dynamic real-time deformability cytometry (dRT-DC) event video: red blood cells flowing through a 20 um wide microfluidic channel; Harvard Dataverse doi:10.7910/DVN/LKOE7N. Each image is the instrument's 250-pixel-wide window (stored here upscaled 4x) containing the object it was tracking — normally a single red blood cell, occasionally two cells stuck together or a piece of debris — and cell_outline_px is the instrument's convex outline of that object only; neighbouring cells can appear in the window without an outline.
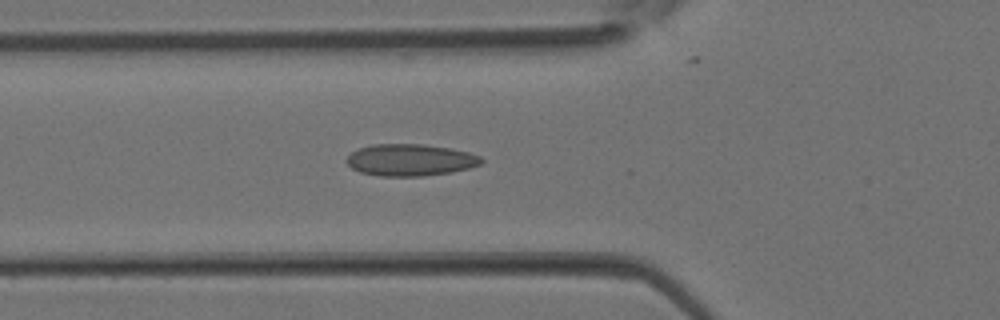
{"species": "Egyptian fruit bat (a non-hibernating species)", "species_latin": "Rousettus aegyptiacus", "temperature_condition": "room temperature", "stored_images_in_passage": 37, "segment_of_instrument_passage": [1, 2], "camera_frame_rate_fps": 3000, "um_per_image_px": 0.085, "animal": {"sex": "female"}, "frame": {"image": 1, "passage_image": 12, "time_ms": 3.667, "image_size_px": [1000, 320], "cell_outline_px": [[484, 160], [480, 164], [468, 168], [452, 172], [424, 176], [380, 176], [360, 172], [352, 168], [344, 160], [352, 152], [360, 148], [372, 144], [424, 144], [452, 148], [468, 152], [480, 156]], "centroid_in_image_um": [34.87, 13.59], "position_along_channel_um": 90.9, "area_um2": 25.09}}
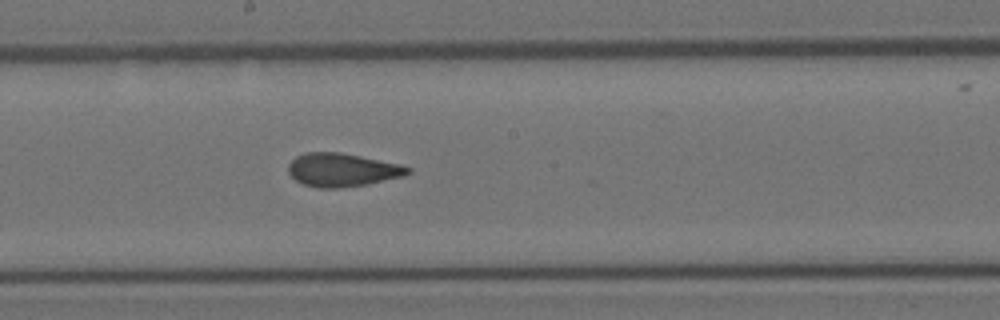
{"frame": {"image": 2, "passage_image": 19, "time_ms": 6.0, "image_size_px": [1000, 320], "cell_outline_px": [[412, 172], [404, 176], [368, 184], [340, 188], [316, 188], [304, 184], [296, 180], [288, 172], [288, 164], [296, 156], [308, 152], [340, 152], [400, 164], [412, 168]], "centroid_in_image_um": [29.1, 14.45], "position_along_channel_um": 219.1, "area_um2": 23.29}}
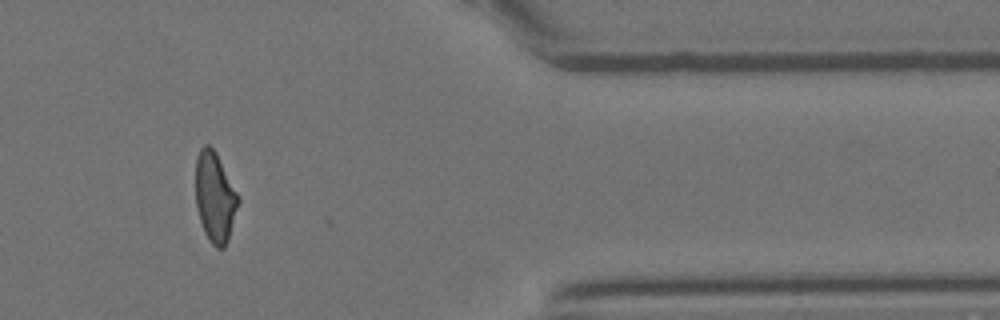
{"frame": {"image": 3, "passage_image": 30, "time_ms": 9.667, "image_size_px": [1000, 320], "cell_outline_px": [[240, 200], [228, 240], [224, 248], [216, 248], [208, 240], [204, 232], [196, 208], [196, 156], [200, 148], [204, 144], [208, 144], [216, 152], [240, 196]], "centroid_in_image_um": [18.27, 16.75], "position_along_channel_um": 393.1, "area_um2": 22.6}}